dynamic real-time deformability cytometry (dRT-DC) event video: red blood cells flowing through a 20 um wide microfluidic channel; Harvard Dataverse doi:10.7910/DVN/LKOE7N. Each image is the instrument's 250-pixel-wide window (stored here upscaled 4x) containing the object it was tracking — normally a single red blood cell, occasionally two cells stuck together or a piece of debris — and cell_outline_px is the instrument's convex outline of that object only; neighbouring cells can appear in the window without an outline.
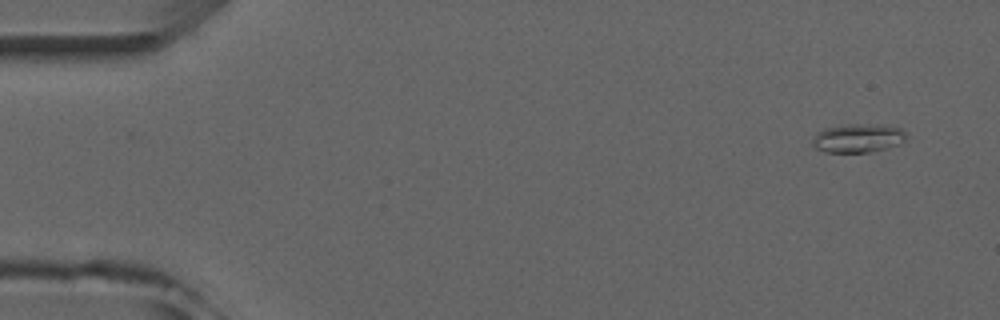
{"species": "common noctule bat (a hibernating species)", "species_latin": "Nyctalus noctula", "temperature_condition": "room temperature", "stored_images_in_passage": 4, "camera_frame_rate_fps": 3000, "um_per_image_px": 0.085, "animal": {"sex": "male", "forearm_length_mm": 52.5}, "frame": {"image": 1, "passage_image": 1, "time_ms": 0.0, "image_size_px": [1000, 320], "cell_outline_px": [[908, 136], [900, 144], [872, 152], [824, 152], [816, 148], [812, 144], [812, 140], [816, 132], [824, 128], [840, 124], [876, 124], [900, 128]], "centroid_in_image_um": [72.9, 11.73], "position_along_channel_um": 12.1, "area_um2": 15.9}}
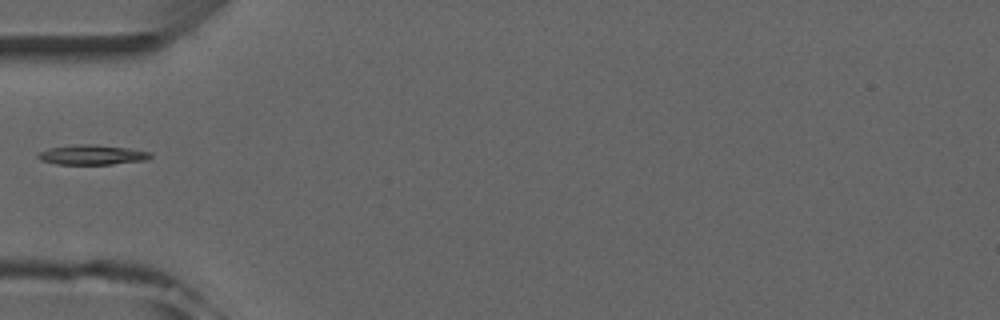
{"frame": {"image": 2, "passage_image": 4, "time_ms": 4.667, "image_size_px": [1000, 320], "cell_outline_px": [[152, 156], [144, 160], [112, 164], [56, 164], [40, 160], [36, 156], [40, 152], [48, 148], [80, 144], [96, 144], [128, 148], [152, 152]], "centroid_in_image_um": [7.82, 13.15], "position_along_channel_um": 77.2, "area_um2": 12.95}}